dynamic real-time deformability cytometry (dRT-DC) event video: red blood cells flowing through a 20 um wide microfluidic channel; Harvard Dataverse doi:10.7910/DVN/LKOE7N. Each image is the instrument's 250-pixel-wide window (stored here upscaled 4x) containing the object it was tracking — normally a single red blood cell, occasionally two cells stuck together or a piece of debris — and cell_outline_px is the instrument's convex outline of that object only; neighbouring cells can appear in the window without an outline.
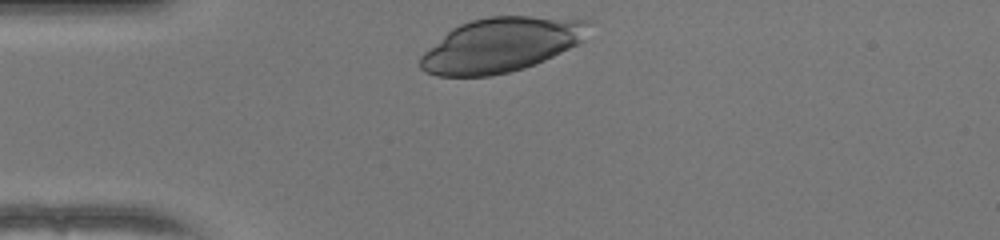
{"species": "human", "species_latin": "Homo sapiens", "temperature_condition": "warm", "stored_images_in_passage": 29, "camera_frame_rate_fps": 3000, "um_per_image_px": 0.085, "donor": {"sex": "female"}, "frame": {"image": 1, "passage_image": 1, "time_ms": 0.0, "image_size_px": [1000, 240], "cell_outline_px": [[592, 20], [584, 40], [536, 64], [524, 68], [508, 72], [488, 76], [436, 76], [424, 72], [420, 68], [420, 56], [424, 52], [452, 28], [460, 24], [472, 20], [488, 16], [528, 16]], "centroid_in_image_um": [42.58, 3.81], "position_along_channel_um": 42.4, "area_um2": 53.18}}
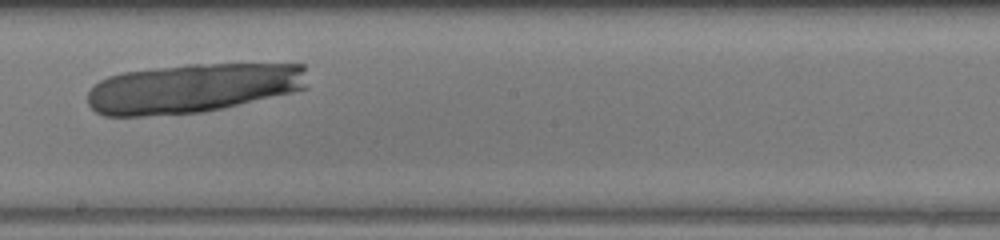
{"frame": {"image": 2, "passage_image": 17, "time_ms": 5.333, "image_size_px": [1000, 240], "cell_outline_px": [[308, 88], [292, 92], [224, 108], [200, 112], [144, 116], [104, 116], [96, 112], [88, 104], [88, 92], [100, 80], [108, 76], [124, 72], [188, 64], [304, 64]], "centroid_in_image_um": [16.38, 7.5], "position_along_channel_um": 231.8, "area_um2": 63.29}}
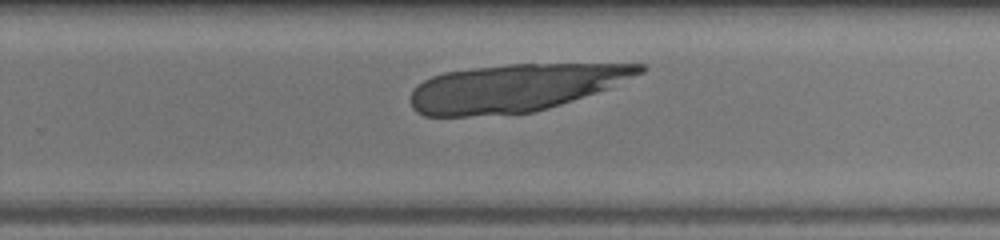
{"frame": {"image": 3, "passage_image": 21, "time_ms": 6.667, "image_size_px": [1000, 240], "cell_outline_px": [[648, 68], [644, 72], [608, 88], [548, 108], [532, 112], [468, 116], [424, 116], [416, 112], [412, 108], [408, 100], [412, 92], [424, 80], [432, 76], [444, 72], [472, 68], [508, 64], [644, 64]], "centroid_in_image_um": [43.73, 7.46], "position_along_channel_um": 286.1, "area_um2": 63.12}}